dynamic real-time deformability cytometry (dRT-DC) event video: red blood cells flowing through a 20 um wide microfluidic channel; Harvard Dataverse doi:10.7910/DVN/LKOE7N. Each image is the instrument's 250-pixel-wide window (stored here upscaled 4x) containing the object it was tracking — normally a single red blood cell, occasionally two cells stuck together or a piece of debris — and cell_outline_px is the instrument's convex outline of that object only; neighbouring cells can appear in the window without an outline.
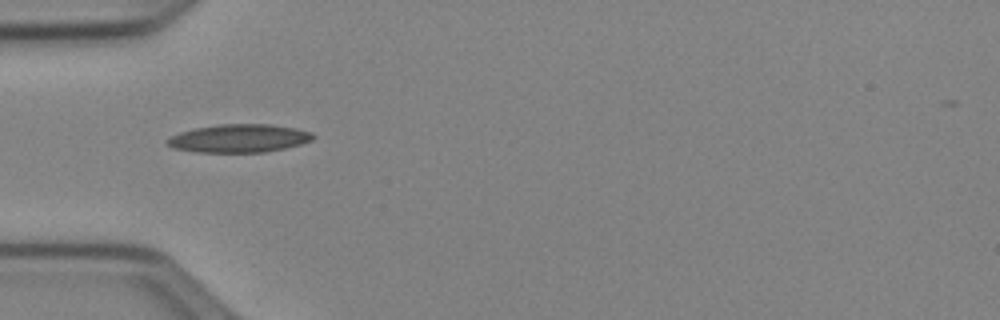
{"species": "Egyptian fruit bat (a non-hibernating species)", "species_latin": "Rousettus aegyptiacus", "temperature_condition": "cold", "stored_images_in_passage": 7, "camera_frame_rate_fps": 3000, "um_per_image_px": 0.085, "animal": {"sex": "female"}, "frame": {"image": 1, "passage_image": 1, "time_ms": 0.0, "image_size_px": [1000, 320], "cell_outline_px": [[316, 136], [312, 140], [300, 144], [284, 148], [264, 152], [196, 152], [172, 148], [164, 144], [164, 140], [180, 132], [196, 128], [220, 124], [272, 124], [296, 128], [312, 132]], "centroid_in_image_um": [20.3, 11.76], "position_along_channel_um": 64.7, "area_um2": 24.04}}